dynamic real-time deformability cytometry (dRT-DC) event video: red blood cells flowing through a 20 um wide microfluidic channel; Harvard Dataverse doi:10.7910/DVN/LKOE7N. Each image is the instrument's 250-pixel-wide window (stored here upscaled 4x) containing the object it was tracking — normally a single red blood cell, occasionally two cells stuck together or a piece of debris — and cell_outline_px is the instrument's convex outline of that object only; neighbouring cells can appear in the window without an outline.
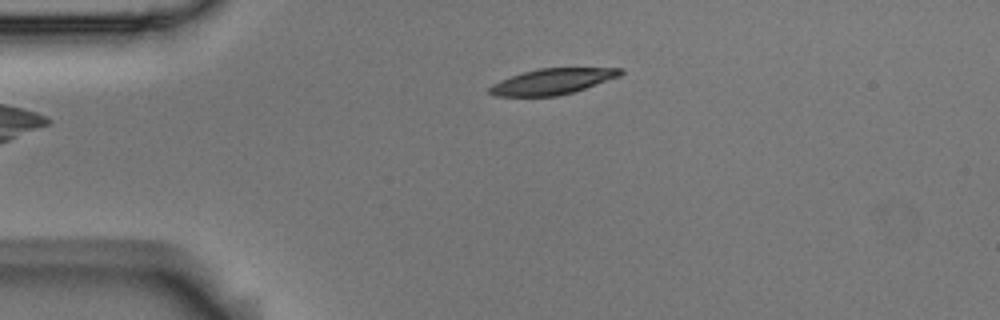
{"species": "Egyptian fruit bat (a non-hibernating species)", "species_latin": "Rousettus aegyptiacus", "temperature_condition": "room temperature", "stored_images_in_passage": 4, "camera_frame_rate_fps": 3000, "um_per_image_px": 0.085, "animal": {"sex": "male"}, "frame": {"image": 1, "passage_image": 4, "time_ms": 1.0, "image_size_px": [1000, 320], "cell_outline_px": [[624, 72], [620, 76], [572, 92], [556, 96], [496, 96], [488, 92], [488, 88], [492, 84], [500, 80], [524, 72], [540, 68], [624, 68]], "centroid_in_image_um": [46.94, 6.92], "position_along_channel_um": 38.1, "area_um2": 19.42}}